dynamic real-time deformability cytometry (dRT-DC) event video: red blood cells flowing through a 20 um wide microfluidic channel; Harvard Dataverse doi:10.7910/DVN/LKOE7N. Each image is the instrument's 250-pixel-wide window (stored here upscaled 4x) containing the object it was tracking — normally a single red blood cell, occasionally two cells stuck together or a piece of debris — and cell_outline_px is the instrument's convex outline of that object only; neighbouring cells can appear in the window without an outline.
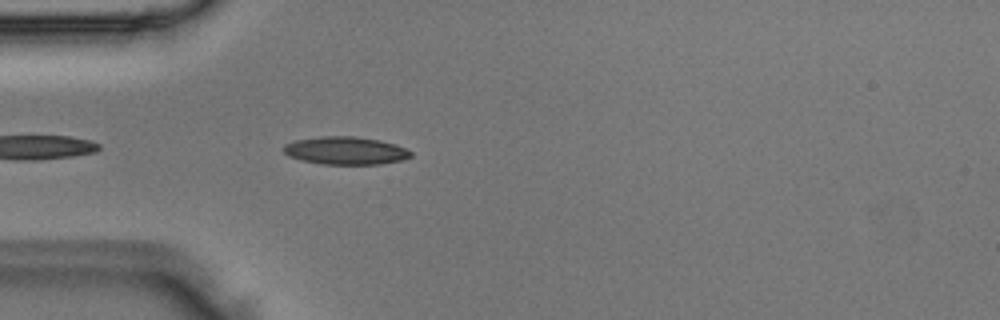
{"species": "Egyptian fruit bat (a non-hibernating species)", "species_latin": "Rousettus aegyptiacus", "temperature_condition": "room temperature", "stored_images_in_passage": 4, "camera_frame_rate_fps": 3000, "um_per_image_px": 0.085, "animal": {"sex": "male"}, "frame": {"image": 1, "passage_image": 4, "time_ms": 1.0, "image_size_px": [1000, 320], "cell_outline_px": [[412, 156], [400, 160], [380, 164], [320, 164], [300, 160], [288, 156], [284, 152], [284, 144], [292, 140], [320, 136], [356, 136], [380, 140], [396, 144], [412, 152]], "centroid_in_image_um": [29.33, 12.79], "position_along_channel_um": 55.7, "area_um2": 20.81}}